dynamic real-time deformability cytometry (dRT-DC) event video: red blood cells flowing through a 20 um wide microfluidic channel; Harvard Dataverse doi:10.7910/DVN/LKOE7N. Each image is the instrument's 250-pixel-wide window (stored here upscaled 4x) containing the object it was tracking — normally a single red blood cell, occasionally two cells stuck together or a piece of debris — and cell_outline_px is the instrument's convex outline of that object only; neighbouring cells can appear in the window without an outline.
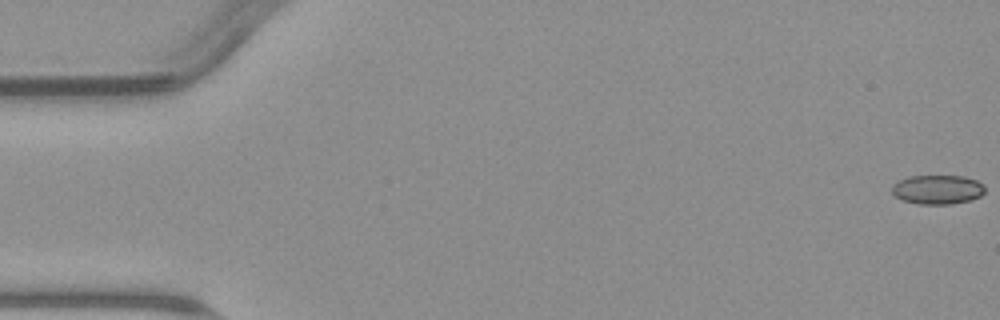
{"species": "common noctule bat (a hibernating species)", "species_latin": "Nyctalus noctula", "temperature_condition": "warm", "stored_images_in_passage": 9, "camera_frame_rate_fps": 3000, "um_per_image_px": 0.085, "animal": {"sex": "male", "body_mass_g": 23.1, "forearm_length_mm": 52.7}, "frame": {"image": 1, "passage_image": 1, "time_ms": 0.0, "image_size_px": [1000, 320], "cell_outline_px": [[984, 192], [980, 196], [972, 200], [952, 204], [916, 204], [904, 200], [896, 196], [892, 192], [892, 184], [908, 176], [964, 176], [976, 180], [984, 184]], "centroid_in_image_um": [79.71, 16.11], "position_along_channel_um": 5.3, "area_um2": 15.9}}
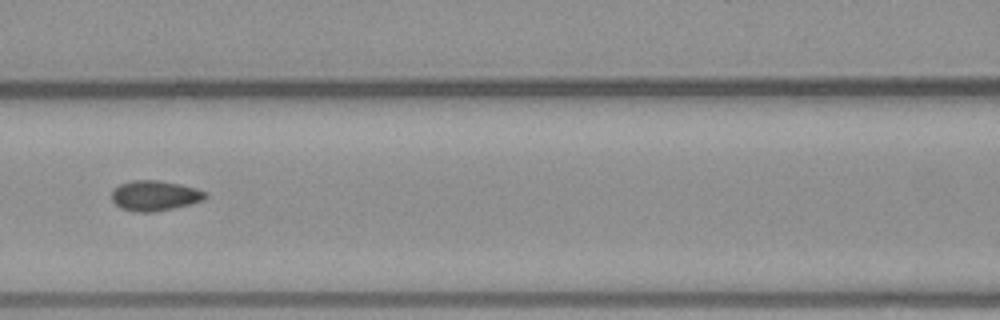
{"frame": {"image": 2, "passage_image": 7, "time_ms": 8.0, "image_size_px": [1000, 320], "cell_outline_px": [[208, 196], [204, 200], [172, 208], [152, 212], [136, 212], [120, 208], [112, 200], [112, 188], [120, 184], [132, 180], [160, 180], [196, 188], [208, 192]], "centroid_in_image_um": [13.15, 16.62], "position_along_channel_um": 153.5, "area_um2": 16.53}}
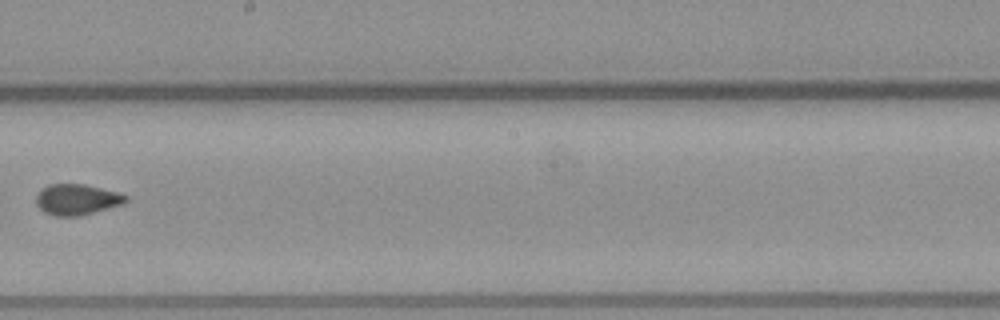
{"frame": {"image": 3, "passage_image": 9, "time_ms": 10.333, "image_size_px": [1000, 320], "cell_outline_px": [[128, 200], [124, 204], [80, 216], [56, 216], [44, 212], [36, 204], [36, 196], [40, 188], [48, 184], [84, 184], [120, 192], [128, 196]], "centroid_in_image_um": [6.55, 16.95], "position_along_channel_um": 241.7, "area_um2": 16.36}}